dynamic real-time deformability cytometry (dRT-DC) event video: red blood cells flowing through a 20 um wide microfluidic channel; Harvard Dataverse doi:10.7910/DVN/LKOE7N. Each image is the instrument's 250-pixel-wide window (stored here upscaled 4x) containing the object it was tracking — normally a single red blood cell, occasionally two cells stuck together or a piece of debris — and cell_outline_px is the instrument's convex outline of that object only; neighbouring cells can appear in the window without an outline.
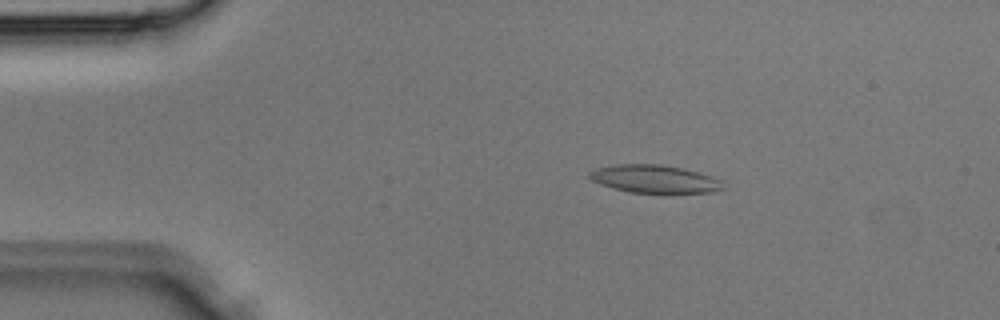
{"species": "Egyptian fruit bat (a non-hibernating species)", "species_latin": "Rousettus aegyptiacus", "temperature_condition": "room temperature", "stored_images_in_passage": 34, "camera_frame_rate_fps": 3000, "um_per_image_px": 0.085, "animal": {"sex": "male"}, "frame": {"image": 1, "passage_image": 6, "time_ms": 1.667, "image_size_px": [1000, 320], "cell_outline_px": [[724, 188], [712, 192], [628, 192], [612, 188], [600, 184], [592, 180], [588, 176], [588, 172], [596, 168], [616, 164], [660, 164], [684, 168], [712, 176], [720, 180]], "centroid_in_image_um": [55.59, 15.2], "position_along_channel_um": 29.4, "area_um2": 21.62}}
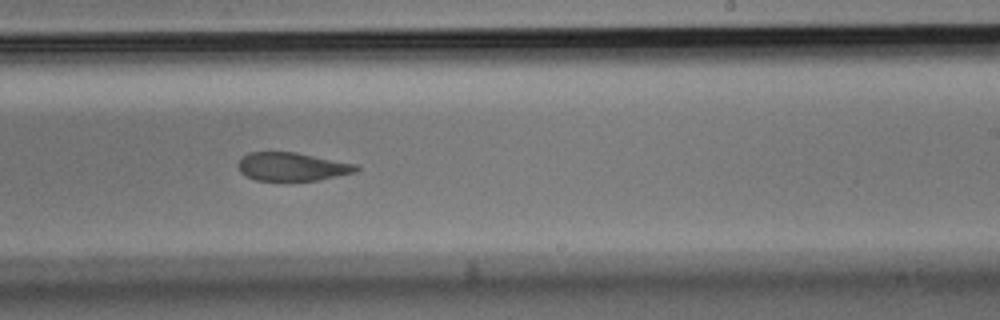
{"frame": {"image": 2, "passage_image": 21, "time_ms": 6.667, "image_size_px": [1000, 320], "cell_outline_px": [[360, 168], [356, 172], [320, 180], [256, 180], [244, 176], [240, 172], [236, 164], [240, 156], [248, 152], [296, 152], [356, 164]], "centroid_in_image_um": [24.77, 14.16], "position_along_channel_um": 264.2, "area_um2": 19.71}}
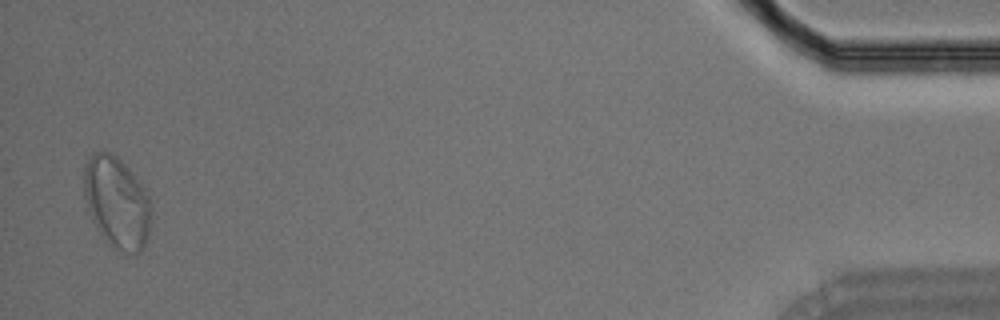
{"frame": {"image": 3, "passage_image": 34, "time_ms": 11.0, "image_size_px": [1000, 320], "cell_outline_px": [[152, 204], [148, 236], [144, 248], [140, 252], [136, 252], [116, 248], [96, 228], [92, 220], [88, 208], [84, 192], [84, 168], [88, 160], [96, 152], [112, 152], [128, 168], [144, 188]], "centroid_in_image_um": [9.95, 17.18], "position_along_channel_um": 425.3, "area_um2": 35.08}}